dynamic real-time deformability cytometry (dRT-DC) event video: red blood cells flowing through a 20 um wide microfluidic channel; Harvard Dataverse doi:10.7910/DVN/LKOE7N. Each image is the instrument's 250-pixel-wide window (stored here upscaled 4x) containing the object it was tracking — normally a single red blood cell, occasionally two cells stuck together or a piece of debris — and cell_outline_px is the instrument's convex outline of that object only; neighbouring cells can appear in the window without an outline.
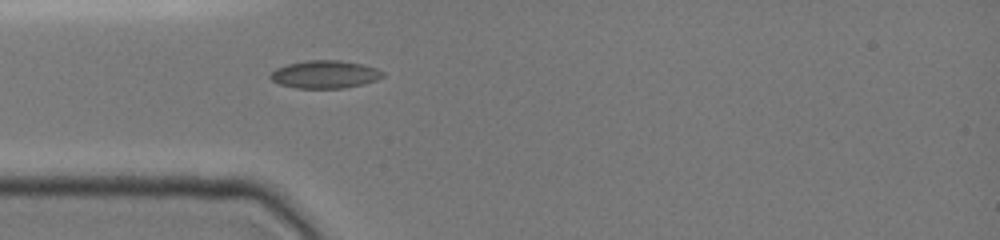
{"species": "common noctule bat (a hibernating species)", "species_latin": "Nyctalus noctula", "temperature_condition": "cold", "stored_images_in_passage": 14, "camera_frame_rate_fps": 3000, "um_per_image_px": 0.085, "animal": {"sex": "female", "body_mass_g": 19.0, "forearm_length_mm": 51.5}, "frame": {"image": 1, "passage_image": 1, "time_ms": 0.0, "image_size_px": [1000, 240], "cell_outline_px": [[384, 76], [376, 80], [364, 84], [344, 88], [296, 88], [280, 84], [272, 80], [268, 76], [276, 68], [288, 64], [308, 60], [340, 60], [360, 64], [376, 68], [384, 72]], "centroid_in_image_um": [27.62, 6.32], "position_along_channel_um": 57.4, "area_um2": 18.15}}
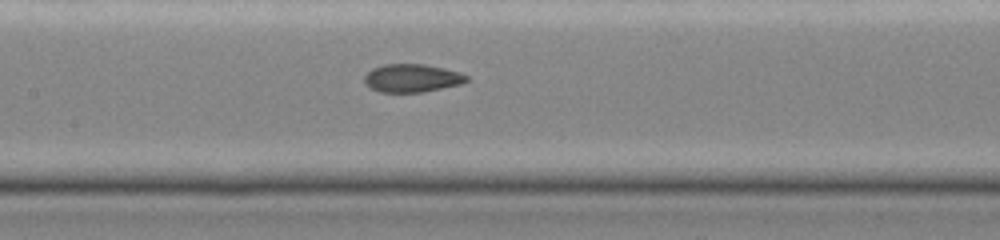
{"frame": {"image": 2, "passage_image": 8, "time_ms": 3.0, "image_size_px": [1000, 240], "cell_outline_px": [[468, 80], [460, 84], [424, 92], [380, 92], [368, 88], [364, 84], [364, 76], [372, 68], [384, 64], [424, 64], [444, 68], [460, 72], [468, 76]], "centroid_in_image_um": [34.98, 6.64], "position_along_channel_um": 172.4, "area_um2": 16.88}}
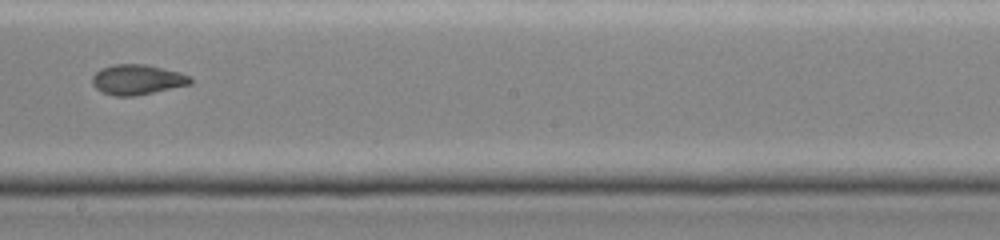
{"frame": {"image": 3, "passage_image": 12, "time_ms": 4.667, "image_size_px": [1000, 240], "cell_outline_px": [[192, 84], [136, 96], [116, 96], [100, 92], [92, 84], [92, 76], [100, 68], [112, 64], [144, 64], [180, 72], [188, 76], [192, 80]], "centroid_in_image_um": [11.63, 6.77], "position_along_channel_um": 236.6, "area_um2": 17.34}}